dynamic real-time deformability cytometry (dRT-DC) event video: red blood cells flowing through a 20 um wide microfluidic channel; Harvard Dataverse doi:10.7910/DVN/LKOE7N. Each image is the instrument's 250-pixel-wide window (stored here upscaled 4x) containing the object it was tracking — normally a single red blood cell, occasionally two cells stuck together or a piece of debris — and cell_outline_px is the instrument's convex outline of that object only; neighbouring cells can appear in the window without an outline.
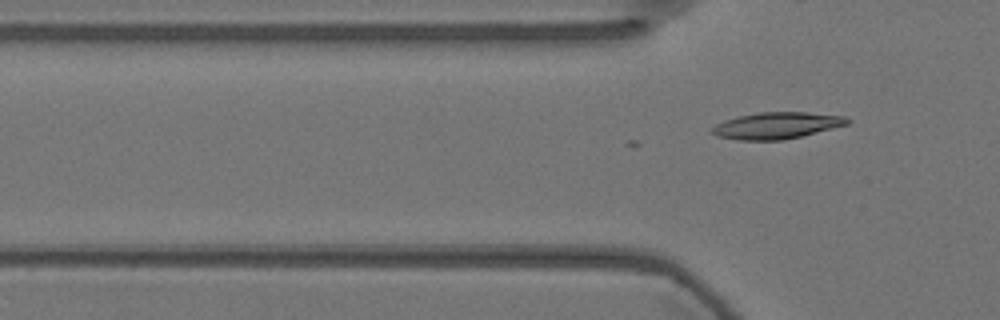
{"species": "Egyptian fruit bat (a non-hibernating species)", "species_latin": "Rousettus aegyptiacus", "temperature_condition": "warm", "stored_images_in_passage": 17, "camera_frame_rate_fps": 3000, "um_per_image_px": 0.085, "animal": {"sex": "female"}, "frame": {"image": 1, "passage_image": 17, "time_ms": 5.333, "image_size_px": [1000, 320], "cell_outline_px": [[852, 120], [848, 124], [784, 140], [736, 140], [716, 136], [712, 132], [712, 128], [716, 124], [724, 120], [740, 116], [760, 112], [808, 112], [848, 116]], "centroid_in_image_um": [66.04, 10.66], "position_along_channel_um": 59.8, "area_um2": 20.92}}